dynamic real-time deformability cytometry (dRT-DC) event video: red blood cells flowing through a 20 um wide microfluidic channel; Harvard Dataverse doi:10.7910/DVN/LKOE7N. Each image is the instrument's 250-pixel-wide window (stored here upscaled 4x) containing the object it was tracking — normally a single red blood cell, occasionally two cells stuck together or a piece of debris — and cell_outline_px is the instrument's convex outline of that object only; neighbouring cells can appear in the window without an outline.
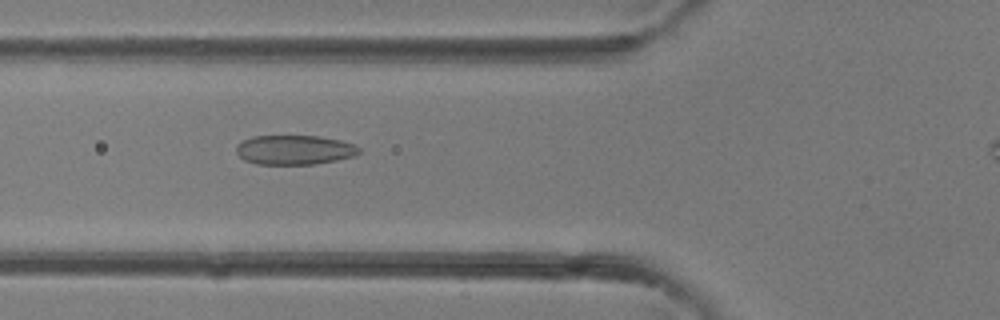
{"species": "common noctule bat (a hibernating species)", "species_latin": "Nyctalus noctula", "temperature_condition": "room temperature", "stored_images_in_passage": 29, "camera_frame_rate_fps": 3000, "um_per_image_px": 0.085, "animal": {"sex": "female"}, "frame": {"image": 1, "passage_image": 7, "time_ms": 2.0, "image_size_px": [1000, 320], "cell_outline_px": [[360, 152], [356, 156], [316, 164], [256, 164], [244, 160], [236, 152], [236, 144], [252, 136], [320, 136], [340, 140], [356, 144], [360, 148]], "centroid_in_image_um": [25.05, 12.74], "position_along_channel_um": 100.7, "area_um2": 21.27}}
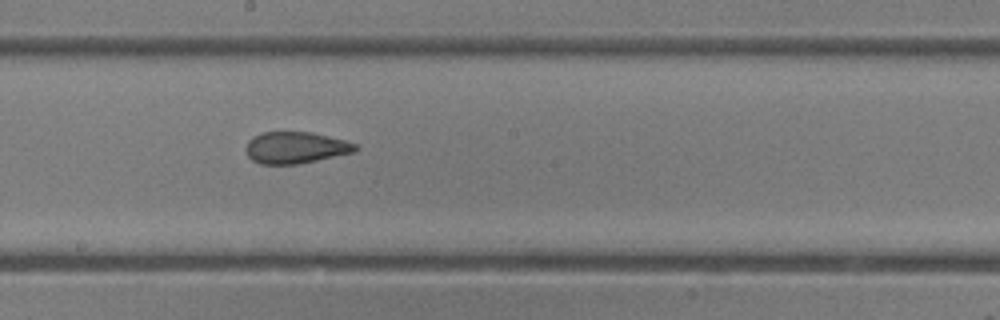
{"frame": {"image": 2, "passage_image": 14, "time_ms": 4.333, "image_size_px": [1000, 320], "cell_outline_px": [[360, 148], [356, 152], [296, 164], [260, 164], [252, 160], [248, 156], [244, 148], [248, 140], [252, 136], [264, 132], [312, 132], [344, 140], [356, 144]], "centroid_in_image_um": [25.11, 12.54], "position_along_channel_um": 223.1, "area_um2": 20.29}}
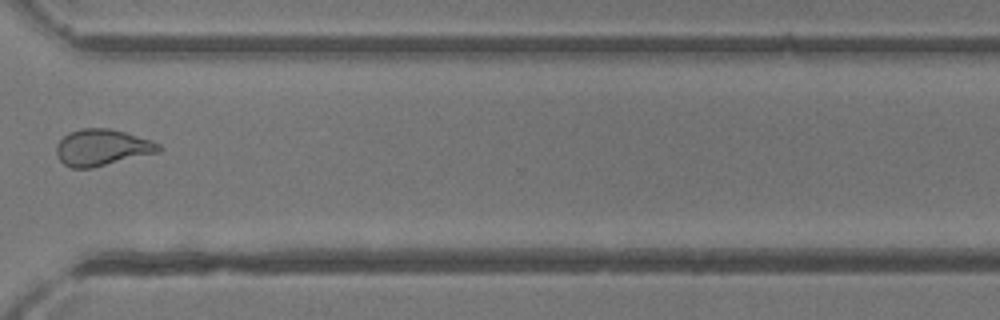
{"frame": {"image": 3, "passage_image": 22, "time_ms": 7.0, "image_size_px": [1000, 320], "cell_outline_px": [[164, 148], [160, 152], [92, 168], [72, 168], [64, 164], [60, 160], [56, 152], [56, 144], [68, 132], [80, 128], [108, 128], [124, 132], [152, 140], [160, 144]], "centroid_in_image_um": [8.69, 12.53], "position_along_channel_um": 361.9, "area_um2": 21.91}}